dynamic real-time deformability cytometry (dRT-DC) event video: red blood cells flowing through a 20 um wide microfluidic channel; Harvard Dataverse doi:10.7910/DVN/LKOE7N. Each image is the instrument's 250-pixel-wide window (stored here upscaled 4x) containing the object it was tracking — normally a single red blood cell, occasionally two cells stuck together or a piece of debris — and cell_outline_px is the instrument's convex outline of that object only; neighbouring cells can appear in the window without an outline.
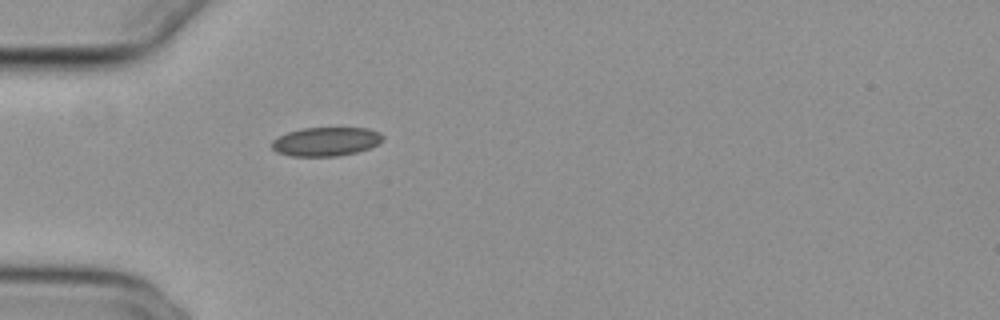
{"species": "common noctule bat (a hibernating species)", "species_latin": "Nyctalus noctula", "temperature_condition": "cold", "stored_images_in_passage": 38, "camera_frame_rate_fps": 3000, "um_per_image_px": 0.085, "animal": {"sex": "female", "body_mass_g": 29.2, "forearm_length_mm": 56.3}, "frame": {"image": 1, "passage_image": 1, "time_ms": 0.0, "image_size_px": [1000, 320], "cell_outline_px": [[384, 140], [380, 144], [372, 148], [356, 152], [336, 156], [292, 156], [276, 152], [272, 148], [272, 140], [288, 132], [300, 128], [368, 128], [380, 132], [384, 136]], "centroid_in_image_um": [27.76, 12.03], "position_along_channel_um": 57.2, "area_um2": 18.84}}
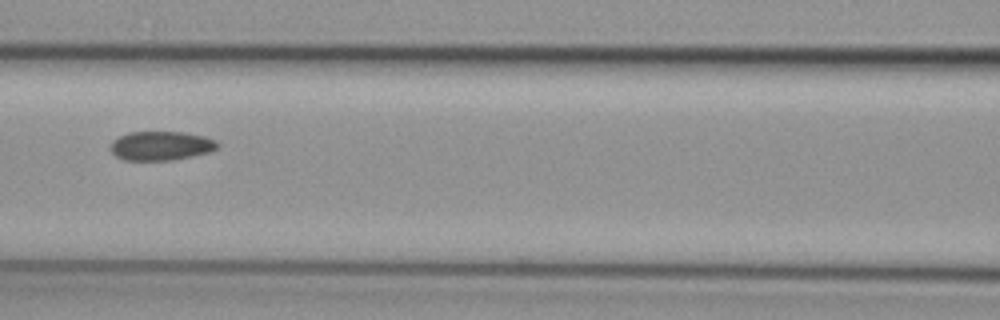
{"frame": {"image": 2, "passage_image": 9, "time_ms": 2.667, "image_size_px": [1000, 320], "cell_outline_px": [[220, 144], [216, 148], [208, 152], [192, 156], [172, 160], [124, 160], [116, 156], [108, 148], [112, 140], [128, 132], [184, 132], [204, 136], [216, 140]], "centroid_in_image_um": [13.65, 12.39], "position_along_channel_um": 152.9, "area_um2": 18.21}}
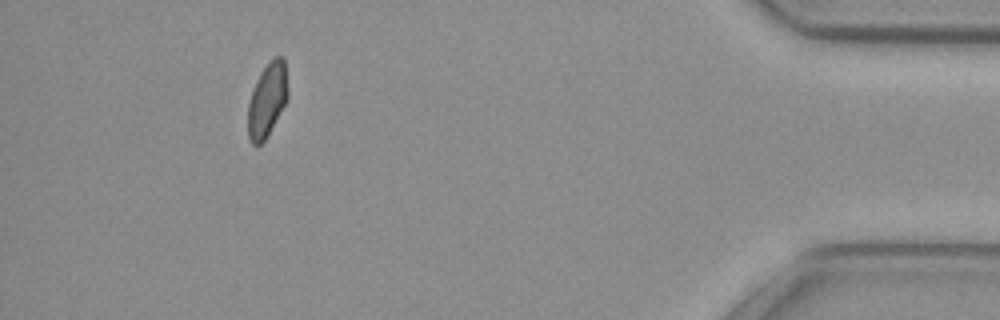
{"frame": {"image": 3, "passage_image": 34, "time_ms": 11.0, "image_size_px": [1000, 320], "cell_outline_px": [[288, 100], [264, 140], [260, 144], [252, 144], [248, 136], [248, 104], [256, 80], [260, 72], [272, 56], [284, 56], [288, 92]], "centroid_in_image_um": [22.72, 8.44], "position_along_channel_um": 412.5, "area_um2": 17.22}, "authors_computed_cell_mechanics": {"area_um2": 18.3226, "velocity_mm_per_s": 3.8289, "shape_relaxation_time_tau1_ms": null, "shape_relaxation_time_tau2_ms": 6.7794, "deformation_change_tau1": null, "deformation_change_tau2": 0.096}}